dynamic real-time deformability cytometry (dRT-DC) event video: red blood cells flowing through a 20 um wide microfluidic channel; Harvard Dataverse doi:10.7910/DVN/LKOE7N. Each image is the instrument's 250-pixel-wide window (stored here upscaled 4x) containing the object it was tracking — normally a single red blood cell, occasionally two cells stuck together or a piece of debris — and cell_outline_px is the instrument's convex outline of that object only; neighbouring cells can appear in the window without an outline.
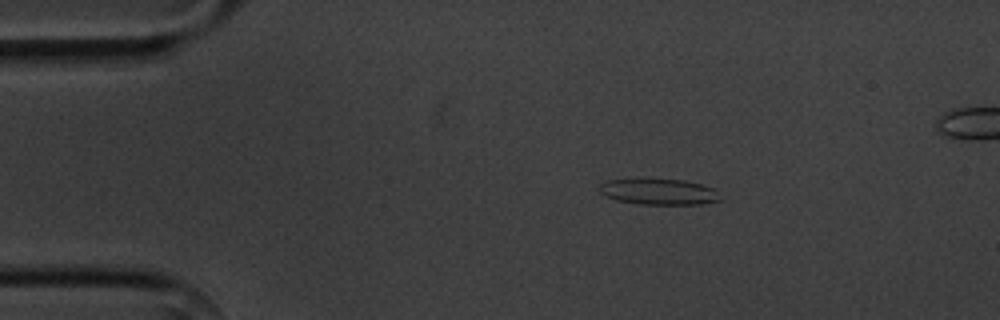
{"species": "common noctule bat (a hibernating species)", "species_latin": "Nyctalus noctula", "temperature_condition": "cold", "stored_images_in_passage": 5, "camera_frame_rate_fps": 3000, "um_per_image_px": 0.085, "animal": {"sex": "male", "body_mass_g": 20.1, "forearm_length_mm": 53.5}, "frame": {"image": 1, "passage_image": 2, "time_ms": 1.667, "image_size_px": [1000, 320], "cell_outline_px": [[724, 200], [700, 204], [640, 204], [616, 200], [600, 192], [600, 184], [608, 180], [684, 180], [700, 184], [712, 188]], "centroid_in_image_um": [56.04, 16.32], "position_along_channel_um": 29.0, "area_um2": 17.8}}